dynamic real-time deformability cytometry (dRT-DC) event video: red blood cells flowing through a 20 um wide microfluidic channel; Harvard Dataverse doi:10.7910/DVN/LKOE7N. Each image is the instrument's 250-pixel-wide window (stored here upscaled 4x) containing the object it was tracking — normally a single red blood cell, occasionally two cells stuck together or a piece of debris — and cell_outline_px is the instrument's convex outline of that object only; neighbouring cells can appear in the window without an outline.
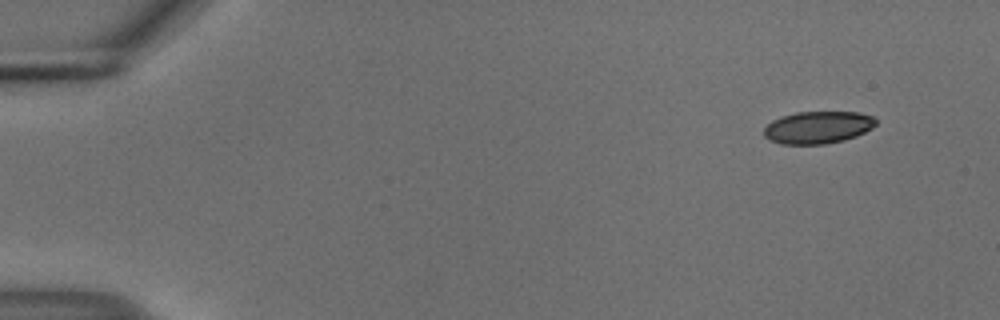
{"species": "common noctule bat (a hibernating species)", "species_latin": "Nyctalus noctula", "temperature_condition": "cold", "stored_images_in_passage": 51, "camera_frame_rate_fps": 3000, "um_per_image_px": 0.085, "animal": {"sex": "male", "body_mass_g": 18.8}, "frame": {"image": 1, "passage_image": 1, "time_ms": 0.0, "image_size_px": [1000, 320], "cell_outline_px": [[876, 124], [872, 128], [856, 136], [844, 140], [824, 144], [780, 144], [764, 136], [764, 128], [772, 120], [796, 112], [860, 112], [872, 116], [876, 120]], "centroid_in_image_um": [69.53, 10.83], "position_along_channel_um": 15.5, "area_um2": 20.98}}
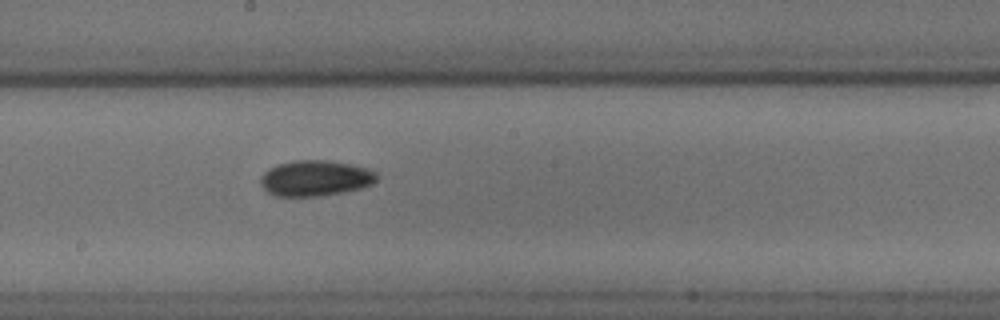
{"frame": {"image": 2, "passage_image": 27, "time_ms": 8.667, "image_size_px": [1000, 320], "cell_outline_px": [[376, 180], [372, 184], [360, 188], [344, 192], [320, 196], [276, 196], [268, 192], [260, 184], [260, 176], [268, 168], [276, 164], [292, 160], [328, 160], [352, 164], [376, 172]], "centroid_in_image_um": [26.76, 15.14], "position_along_channel_um": 221.4, "area_um2": 24.28}}
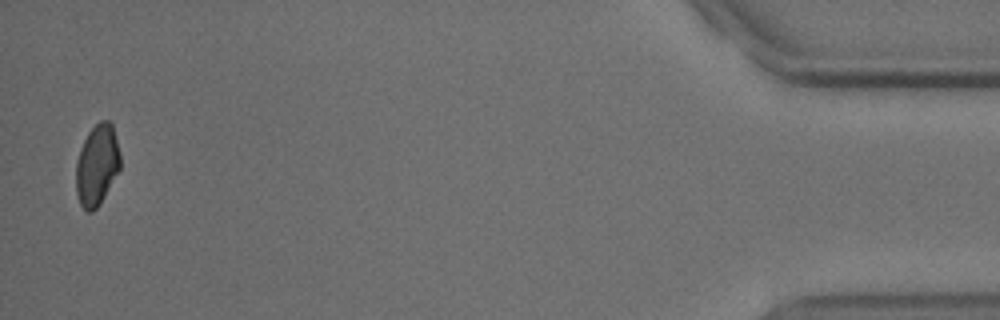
{"frame": {"image": 3, "passage_image": 50, "time_ms": 16.333, "image_size_px": [1000, 320], "cell_outline_px": [[120, 168], [100, 204], [92, 212], [88, 212], [80, 204], [76, 192], [76, 160], [80, 148], [88, 132], [100, 120], [108, 120], [112, 124], [120, 152]], "centroid_in_image_um": [8.24, 14.02], "position_along_channel_um": 427.0, "area_um2": 20.87}, "authors_computed_cell_mechanics": {"area_um2": 22.3686, "velocity_mm_per_s": 3.7365, "shape_relaxation_time_tau1_ms": 4.3048, "shape_relaxation_time_tau2_ms": null, "deformation_change_tau1": 0.0767, "deformation_change_tau2": null}}